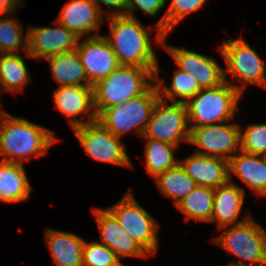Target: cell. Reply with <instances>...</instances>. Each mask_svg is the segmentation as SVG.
Wrapping results in <instances>:
<instances>
[{
    "instance_id": "obj_16",
    "label": "cell",
    "mask_w": 266,
    "mask_h": 266,
    "mask_svg": "<svg viewBox=\"0 0 266 266\" xmlns=\"http://www.w3.org/2000/svg\"><path fill=\"white\" fill-rule=\"evenodd\" d=\"M98 223L101 242L120 257H147L148 254L123 229L108 209H92Z\"/></svg>"
},
{
    "instance_id": "obj_20",
    "label": "cell",
    "mask_w": 266,
    "mask_h": 266,
    "mask_svg": "<svg viewBox=\"0 0 266 266\" xmlns=\"http://www.w3.org/2000/svg\"><path fill=\"white\" fill-rule=\"evenodd\" d=\"M231 172L237 175L256 194L266 196V156L242 151L229 160V177Z\"/></svg>"
},
{
    "instance_id": "obj_34",
    "label": "cell",
    "mask_w": 266,
    "mask_h": 266,
    "mask_svg": "<svg viewBox=\"0 0 266 266\" xmlns=\"http://www.w3.org/2000/svg\"><path fill=\"white\" fill-rule=\"evenodd\" d=\"M92 1L97 5L101 14L102 10L99 3H103L104 5L108 6L110 12L113 10L110 14H108L109 17L126 15L128 0H92Z\"/></svg>"
},
{
    "instance_id": "obj_22",
    "label": "cell",
    "mask_w": 266,
    "mask_h": 266,
    "mask_svg": "<svg viewBox=\"0 0 266 266\" xmlns=\"http://www.w3.org/2000/svg\"><path fill=\"white\" fill-rule=\"evenodd\" d=\"M30 192L23 164L0 161V201L20 202L29 198Z\"/></svg>"
},
{
    "instance_id": "obj_35",
    "label": "cell",
    "mask_w": 266,
    "mask_h": 266,
    "mask_svg": "<svg viewBox=\"0 0 266 266\" xmlns=\"http://www.w3.org/2000/svg\"><path fill=\"white\" fill-rule=\"evenodd\" d=\"M18 3H20V0H0V15H4V17L8 14L11 15Z\"/></svg>"
},
{
    "instance_id": "obj_23",
    "label": "cell",
    "mask_w": 266,
    "mask_h": 266,
    "mask_svg": "<svg viewBox=\"0 0 266 266\" xmlns=\"http://www.w3.org/2000/svg\"><path fill=\"white\" fill-rule=\"evenodd\" d=\"M60 86H91L77 50L46 59ZM84 82V83H83Z\"/></svg>"
},
{
    "instance_id": "obj_31",
    "label": "cell",
    "mask_w": 266,
    "mask_h": 266,
    "mask_svg": "<svg viewBox=\"0 0 266 266\" xmlns=\"http://www.w3.org/2000/svg\"><path fill=\"white\" fill-rule=\"evenodd\" d=\"M115 252L100 242H84L82 266H124Z\"/></svg>"
},
{
    "instance_id": "obj_9",
    "label": "cell",
    "mask_w": 266,
    "mask_h": 266,
    "mask_svg": "<svg viewBox=\"0 0 266 266\" xmlns=\"http://www.w3.org/2000/svg\"><path fill=\"white\" fill-rule=\"evenodd\" d=\"M81 146L95 160L132 167L120 138L97 120L73 129Z\"/></svg>"
},
{
    "instance_id": "obj_18",
    "label": "cell",
    "mask_w": 266,
    "mask_h": 266,
    "mask_svg": "<svg viewBox=\"0 0 266 266\" xmlns=\"http://www.w3.org/2000/svg\"><path fill=\"white\" fill-rule=\"evenodd\" d=\"M244 196V189L231 181L214 188L211 222L217 221L219 230H225L228 226L242 224L251 218L247 216L243 221L237 222L244 202Z\"/></svg>"
},
{
    "instance_id": "obj_4",
    "label": "cell",
    "mask_w": 266,
    "mask_h": 266,
    "mask_svg": "<svg viewBox=\"0 0 266 266\" xmlns=\"http://www.w3.org/2000/svg\"><path fill=\"white\" fill-rule=\"evenodd\" d=\"M246 86L231 85L224 81L213 88H201L185 104L190 130L201 125H214L231 121L238 110L237 104ZM217 122V123H216Z\"/></svg>"
},
{
    "instance_id": "obj_15",
    "label": "cell",
    "mask_w": 266,
    "mask_h": 266,
    "mask_svg": "<svg viewBox=\"0 0 266 266\" xmlns=\"http://www.w3.org/2000/svg\"><path fill=\"white\" fill-rule=\"evenodd\" d=\"M53 99L58 110L67 116L72 129L97 120L92 86H60L53 92ZM91 109L93 111L87 114ZM85 114L89 116V120L83 122L71 119L78 115L86 118Z\"/></svg>"
},
{
    "instance_id": "obj_17",
    "label": "cell",
    "mask_w": 266,
    "mask_h": 266,
    "mask_svg": "<svg viewBox=\"0 0 266 266\" xmlns=\"http://www.w3.org/2000/svg\"><path fill=\"white\" fill-rule=\"evenodd\" d=\"M179 164L194 180L197 186L217 188L227 184L229 177V161L220 157H211L194 152Z\"/></svg>"
},
{
    "instance_id": "obj_2",
    "label": "cell",
    "mask_w": 266,
    "mask_h": 266,
    "mask_svg": "<svg viewBox=\"0 0 266 266\" xmlns=\"http://www.w3.org/2000/svg\"><path fill=\"white\" fill-rule=\"evenodd\" d=\"M111 37H106L120 66L158 68L151 36L137 18L127 15L107 17Z\"/></svg>"
},
{
    "instance_id": "obj_28",
    "label": "cell",
    "mask_w": 266,
    "mask_h": 266,
    "mask_svg": "<svg viewBox=\"0 0 266 266\" xmlns=\"http://www.w3.org/2000/svg\"><path fill=\"white\" fill-rule=\"evenodd\" d=\"M177 146L148 138L145 147V161L147 172L156 178L164 171L175 167L179 161L175 159L173 150Z\"/></svg>"
},
{
    "instance_id": "obj_12",
    "label": "cell",
    "mask_w": 266,
    "mask_h": 266,
    "mask_svg": "<svg viewBox=\"0 0 266 266\" xmlns=\"http://www.w3.org/2000/svg\"><path fill=\"white\" fill-rule=\"evenodd\" d=\"M79 43L78 41L76 50L91 86L109 76L120 66L105 36L94 34Z\"/></svg>"
},
{
    "instance_id": "obj_27",
    "label": "cell",
    "mask_w": 266,
    "mask_h": 266,
    "mask_svg": "<svg viewBox=\"0 0 266 266\" xmlns=\"http://www.w3.org/2000/svg\"><path fill=\"white\" fill-rule=\"evenodd\" d=\"M29 79L26 65L19 54H0V80L6 92L22 91Z\"/></svg>"
},
{
    "instance_id": "obj_36",
    "label": "cell",
    "mask_w": 266,
    "mask_h": 266,
    "mask_svg": "<svg viewBox=\"0 0 266 266\" xmlns=\"http://www.w3.org/2000/svg\"><path fill=\"white\" fill-rule=\"evenodd\" d=\"M227 266H239L238 263L235 264V262H231L229 265Z\"/></svg>"
},
{
    "instance_id": "obj_24",
    "label": "cell",
    "mask_w": 266,
    "mask_h": 266,
    "mask_svg": "<svg viewBox=\"0 0 266 266\" xmlns=\"http://www.w3.org/2000/svg\"><path fill=\"white\" fill-rule=\"evenodd\" d=\"M214 188L197 186L185 196L176 206L190 218L196 221L211 222L213 212Z\"/></svg>"
},
{
    "instance_id": "obj_30",
    "label": "cell",
    "mask_w": 266,
    "mask_h": 266,
    "mask_svg": "<svg viewBox=\"0 0 266 266\" xmlns=\"http://www.w3.org/2000/svg\"><path fill=\"white\" fill-rule=\"evenodd\" d=\"M15 18H0V54L19 53L21 45L24 51L27 49V35L24 40V31Z\"/></svg>"
},
{
    "instance_id": "obj_1",
    "label": "cell",
    "mask_w": 266,
    "mask_h": 266,
    "mask_svg": "<svg viewBox=\"0 0 266 266\" xmlns=\"http://www.w3.org/2000/svg\"><path fill=\"white\" fill-rule=\"evenodd\" d=\"M0 156L2 162L22 164L32 155L45 156L56 138L50 129L0 111Z\"/></svg>"
},
{
    "instance_id": "obj_26",
    "label": "cell",
    "mask_w": 266,
    "mask_h": 266,
    "mask_svg": "<svg viewBox=\"0 0 266 266\" xmlns=\"http://www.w3.org/2000/svg\"><path fill=\"white\" fill-rule=\"evenodd\" d=\"M159 79L158 70H156L154 83L158 89L159 97L161 99L167 98L172 102L186 103L201 90L195 79L190 76V73H186L181 69L174 71L170 87L165 86L164 82ZM177 97L182 100H177Z\"/></svg>"
},
{
    "instance_id": "obj_32",
    "label": "cell",
    "mask_w": 266,
    "mask_h": 266,
    "mask_svg": "<svg viewBox=\"0 0 266 266\" xmlns=\"http://www.w3.org/2000/svg\"><path fill=\"white\" fill-rule=\"evenodd\" d=\"M241 151L266 156V124L248 126L244 133L241 130Z\"/></svg>"
},
{
    "instance_id": "obj_14",
    "label": "cell",
    "mask_w": 266,
    "mask_h": 266,
    "mask_svg": "<svg viewBox=\"0 0 266 266\" xmlns=\"http://www.w3.org/2000/svg\"><path fill=\"white\" fill-rule=\"evenodd\" d=\"M165 50L176 61L179 68L195 79L200 88H213L227 81L226 70L211 57L173 47L171 45H162Z\"/></svg>"
},
{
    "instance_id": "obj_5",
    "label": "cell",
    "mask_w": 266,
    "mask_h": 266,
    "mask_svg": "<svg viewBox=\"0 0 266 266\" xmlns=\"http://www.w3.org/2000/svg\"><path fill=\"white\" fill-rule=\"evenodd\" d=\"M159 98L156 85H152L138 97L105 108L97 116V121L118 138L131 130L143 136Z\"/></svg>"
},
{
    "instance_id": "obj_8",
    "label": "cell",
    "mask_w": 266,
    "mask_h": 266,
    "mask_svg": "<svg viewBox=\"0 0 266 266\" xmlns=\"http://www.w3.org/2000/svg\"><path fill=\"white\" fill-rule=\"evenodd\" d=\"M159 98L153 108L147 128L142 136L178 146L180 141L189 142L188 112L185 103Z\"/></svg>"
},
{
    "instance_id": "obj_21",
    "label": "cell",
    "mask_w": 266,
    "mask_h": 266,
    "mask_svg": "<svg viewBox=\"0 0 266 266\" xmlns=\"http://www.w3.org/2000/svg\"><path fill=\"white\" fill-rule=\"evenodd\" d=\"M46 237L57 266H82L84 239L73 233L49 228Z\"/></svg>"
},
{
    "instance_id": "obj_25",
    "label": "cell",
    "mask_w": 266,
    "mask_h": 266,
    "mask_svg": "<svg viewBox=\"0 0 266 266\" xmlns=\"http://www.w3.org/2000/svg\"><path fill=\"white\" fill-rule=\"evenodd\" d=\"M154 180L164 196L175 200V205L197 187V184L179 163L175 167L159 174Z\"/></svg>"
},
{
    "instance_id": "obj_13",
    "label": "cell",
    "mask_w": 266,
    "mask_h": 266,
    "mask_svg": "<svg viewBox=\"0 0 266 266\" xmlns=\"http://www.w3.org/2000/svg\"><path fill=\"white\" fill-rule=\"evenodd\" d=\"M56 27H30L27 32V53L32 58H45L76 50L78 41L73 32L60 24Z\"/></svg>"
},
{
    "instance_id": "obj_33",
    "label": "cell",
    "mask_w": 266,
    "mask_h": 266,
    "mask_svg": "<svg viewBox=\"0 0 266 266\" xmlns=\"http://www.w3.org/2000/svg\"><path fill=\"white\" fill-rule=\"evenodd\" d=\"M166 0H128L126 15L137 18L133 11H137V7L151 16L156 14L164 7Z\"/></svg>"
},
{
    "instance_id": "obj_3",
    "label": "cell",
    "mask_w": 266,
    "mask_h": 266,
    "mask_svg": "<svg viewBox=\"0 0 266 266\" xmlns=\"http://www.w3.org/2000/svg\"><path fill=\"white\" fill-rule=\"evenodd\" d=\"M157 68L119 66L109 76L92 86L93 104L97 116L111 106L144 94L155 80Z\"/></svg>"
},
{
    "instance_id": "obj_7",
    "label": "cell",
    "mask_w": 266,
    "mask_h": 266,
    "mask_svg": "<svg viewBox=\"0 0 266 266\" xmlns=\"http://www.w3.org/2000/svg\"><path fill=\"white\" fill-rule=\"evenodd\" d=\"M107 209L148 255L157 252L156 234L159 226L155 219L137 203L131 191L120 202Z\"/></svg>"
},
{
    "instance_id": "obj_11",
    "label": "cell",
    "mask_w": 266,
    "mask_h": 266,
    "mask_svg": "<svg viewBox=\"0 0 266 266\" xmlns=\"http://www.w3.org/2000/svg\"><path fill=\"white\" fill-rule=\"evenodd\" d=\"M227 71L238 81L266 87L265 62L246 42L239 38L220 46Z\"/></svg>"
},
{
    "instance_id": "obj_29",
    "label": "cell",
    "mask_w": 266,
    "mask_h": 266,
    "mask_svg": "<svg viewBox=\"0 0 266 266\" xmlns=\"http://www.w3.org/2000/svg\"><path fill=\"white\" fill-rule=\"evenodd\" d=\"M206 0H172L170 7L156 24L157 41L164 43L165 36L177 25L187 14L202 8Z\"/></svg>"
},
{
    "instance_id": "obj_10",
    "label": "cell",
    "mask_w": 266,
    "mask_h": 266,
    "mask_svg": "<svg viewBox=\"0 0 266 266\" xmlns=\"http://www.w3.org/2000/svg\"><path fill=\"white\" fill-rule=\"evenodd\" d=\"M240 133L237 124L201 125L190 130L189 143L206 150L198 148V154L229 161L238 150L241 152Z\"/></svg>"
},
{
    "instance_id": "obj_6",
    "label": "cell",
    "mask_w": 266,
    "mask_h": 266,
    "mask_svg": "<svg viewBox=\"0 0 266 266\" xmlns=\"http://www.w3.org/2000/svg\"><path fill=\"white\" fill-rule=\"evenodd\" d=\"M223 233L214 241L243 259L244 262H240L239 266L266 265V232L252 218L231 226Z\"/></svg>"
},
{
    "instance_id": "obj_19",
    "label": "cell",
    "mask_w": 266,
    "mask_h": 266,
    "mask_svg": "<svg viewBox=\"0 0 266 266\" xmlns=\"http://www.w3.org/2000/svg\"><path fill=\"white\" fill-rule=\"evenodd\" d=\"M101 17L92 0H71L62 8L57 21L81 39L86 33L99 30Z\"/></svg>"
}]
</instances>
